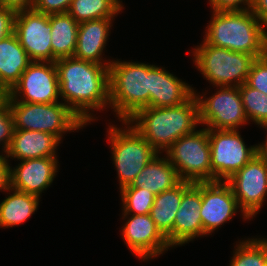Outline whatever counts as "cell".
Segmentation results:
<instances>
[{
	"label": "cell",
	"instance_id": "obj_1",
	"mask_svg": "<svg viewBox=\"0 0 267 266\" xmlns=\"http://www.w3.org/2000/svg\"><path fill=\"white\" fill-rule=\"evenodd\" d=\"M55 65L64 104L85 125L96 120L90 111L109 107V67L75 57L59 58Z\"/></svg>",
	"mask_w": 267,
	"mask_h": 266
},
{
	"label": "cell",
	"instance_id": "obj_2",
	"mask_svg": "<svg viewBox=\"0 0 267 266\" xmlns=\"http://www.w3.org/2000/svg\"><path fill=\"white\" fill-rule=\"evenodd\" d=\"M127 122L161 154L179 138L196 130L200 124L198 101L194 94L176 106L144 107Z\"/></svg>",
	"mask_w": 267,
	"mask_h": 266
},
{
	"label": "cell",
	"instance_id": "obj_3",
	"mask_svg": "<svg viewBox=\"0 0 267 266\" xmlns=\"http://www.w3.org/2000/svg\"><path fill=\"white\" fill-rule=\"evenodd\" d=\"M204 40L213 46L254 55L267 54V30L252 9L212 12Z\"/></svg>",
	"mask_w": 267,
	"mask_h": 266
},
{
	"label": "cell",
	"instance_id": "obj_4",
	"mask_svg": "<svg viewBox=\"0 0 267 266\" xmlns=\"http://www.w3.org/2000/svg\"><path fill=\"white\" fill-rule=\"evenodd\" d=\"M109 107L119 121L150 107V64L112 60L109 65Z\"/></svg>",
	"mask_w": 267,
	"mask_h": 266
},
{
	"label": "cell",
	"instance_id": "obj_5",
	"mask_svg": "<svg viewBox=\"0 0 267 266\" xmlns=\"http://www.w3.org/2000/svg\"><path fill=\"white\" fill-rule=\"evenodd\" d=\"M203 43L192 50L193 62L213 86L239 87L246 83L254 55Z\"/></svg>",
	"mask_w": 267,
	"mask_h": 266
},
{
	"label": "cell",
	"instance_id": "obj_6",
	"mask_svg": "<svg viewBox=\"0 0 267 266\" xmlns=\"http://www.w3.org/2000/svg\"><path fill=\"white\" fill-rule=\"evenodd\" d=\"M14 129L50 133L62 141L63 134L80 130L84 122L63 101L52 104L8 100Z\"/></svg>",
	"mask_w": 267,
	"mask_h": 266
},
{
	"label": "cell",
	"instance_id": "obj_7",
	"mask_svg": "<svg viewBox=\"0 0 267 266\" xmlns=\"http://www.w3.org/2000/svg\"><path fill=\"white\" fill-rule=\"evenodd\" d=\"M122 124L126 125L125 129L110 124L107 130L120 189L131 185L140 171L160 154L131 124L127 121H122Z\"/></svg>",
	"mask_w": 267,
	"mask_h": 266
},
{
	"label": "cell",
	"instance_id": "obj_8",
	"mask_svg": "<svg viewBox=\"0 0 267 266\" xmlns=\"http://www.w3.org/2000/svg\"><path fill=\"white\" fill-rule=\"evenodd\" d=\"M165 153L181 181L211 182L209 129H196L182 136Z\"/></svg>",
	"mask_w": 267,
	"mask_h": 266
},
{
	"label": "cell",
	"instance_id": "obj_9",
	"mask_svg": "<svg viewBox=\"0 0 267 266\" xmlns=\"http://www.w3.org/2000/svg\"><path fill=\"white\" fill-rule=\"evenodd\" d=\"M239 132L209 129L211 181H227L257 154V145L247 147Z\"/></svg>",
	"mask_w": 267,
	"mask_h": 266
},
{
	"label": "cell",
	"instance_id": "obj_10",
	"mask_svg": "<svg viewBox=\"0 0 267 266\" xmlns=\"http://www.w3.org/2000/svg\"><path fill=\"white\" fill-rule=\"evenodd\" d=\"M217 88L218 91L208 98L206 94L202 96L194 91L199 106L200 124L207 129L238 130L248 122L239 87Z\"/></svg>",
	"mask_w": 267,
	"mask_h": 266
},
{
	"label": "cell",
	"instance_id": "obj_11",
	"mask_svg": "<svg viewBox=\"0 0 267 266\" xmlns=\"http://www.w3.org/2000/svg\"><path fill=\"white\" fill-rule=\"evenodd\" d=\"M7 98L26 103L59 102V81L55 62L32 61L7 93Z\"/></svg>",
	"mask_w": 267,
	"mask_h": 266
},
{
	"label": "cell",
	"instance_id": "obj_12",
	"mask_svg": "<svg viewBox=\"0 0 267 266\" xmlns=\"http://www.w3.org/2000/svg\"><path fill=\"white\" fill-rule=\"evenodd\" d=\"M241 210L252 219L260 211L267 196V165L256 154L226 181Z\"/></svg>",
	"mask_w": 267,
	"mask_h": 266
},
{
	"label": "cell",
	"instance_id": "obj_13",
	"mask_svg": "<svg viewBox=\"0 0 267 266\" xmlns=\"http://www.w3.org/2000/svg\"><path fill=\"white\" fill-rule=\"evenodd\" d=\"M200 209L203 236L231 220L240 209L243 218L251 220L239 207L230 185L226 181L201 182Z\"/></svg>",
	"mask_w": 267,
	"mask_h": 266
},
{
	"label": "cell",
	"instance_id": "obj_14",
	"mask_svg": "<svg viewBox=\"0 0 267 266\" xmlns=\"http://www.w3.org/2000/svg\"><path fill=\"white\" fill-rule=\"evenodd\" d=\"M14 33L32 61L52 62L49 15L34 9L17 11Z\"/></svg>",
	"mask_w": 267,
	"mask_h": 266
},
{
	"label": "cell",
	"instance_id": "obj_15",
	"mask_svg": "<svg viewBox=\"0 0 267 266\" xmlns=\"http://www.w3.org/2000/svg\"><path fill=\"white\" fill-rule=\"evenodd\" d=\"M122 217L127 221L122 226L121 236L135 256L148 261L171 248L166 238L156 228L150 214Z\"/></svg>",
	"mask_w": 267,
	"mask_h": 266
},
{
	"label": "cell",
	"instance_id": "obj_16",
	"mask_svg": "<svg viewBox=\"0 0 267 266\" xmlns=\"http://www.w3.org/2000/svg\"><path fill=\"white\" fill-rule=\"evenodd\" d=\"M58 163L57 157L22 160L10 166V187L40 197L57 175Z\"/></svg>",
	"mask_w": 267,
	"mask_h": 266
},
{
	"label": "cell",
	"instance_id": "obj_17",
	"mask_svg": "<svg viewBox=\"0 0 267 266\" xmlns=\"http://www.w3.org/2000/svg\"><path fill=\"white\" fill-rule=\"evenodd\" d=\"M201 182L192 183L183 193L173 226V247L203 236L200 209Z\"/></svg>",
	"mask_w": 267,
	"mask_h": 266
},
{
	"label": "cell",
	"instance_id": "obj_18",
	"mask_svg": "<svg viewBox=\"0 0 267 266\" xmlns=\"http://www.w3.org/2000/svg\"><path fill=\"white\" fill-rule=\"evenodd\" d=\"M194 91L192 86L163 67L150 64V107L183 104L194 95Z\"/></svg>",
	"mask_w": 267,
	"mask_h": 266
},
{
	"label": "cell",
	"instance_id": "obj_19",
	"mask_svg": "<svg viewBox=\"0 0 267 266\" xmlns=\"http://www.w3.org/2000/svg\"><path fill=\"white\" fill-rule=\"evenodd\" d=\"M113 20L114 18H104L79 23L77 45L73 57L109 67L112 61H104L102 53L109 39V30L113 26Z\"/></svg>",
	"mask_w": 267,
	"mask_h": 266
},
{
	"label": "cell",
	"instance_id": "obj_20",
	"mask_svg": "<svg viewBox=\"0 0 267 266\" xmlns=\"http://www.w3.org/2000/svg\"><path fill=\"white\" fill-rule=\"evenodd\" d=\"M61 141L50 133L36 130L14 129L10 147L5 152L6 158L17 161L43 157H57V147Z\"/></svg>",
	"mask_w": 267,
	"mask_h": 266
},
{
	"label": "cell",
	"instance_id": "obj_21",
	"mask_svg": "<svg viewBox=\"0 0 267 266\" xmlns=\"http://www.w3.org/2000/svg\"><path fill=\"white\" fill-rule=\"evenodd\" d=\"M31 62L15 33L0 40V93L7 94Z\"/></svg>",
	"mask_w": 267,
	"mask_h": 266
},
{
	"label": "cell",
	"instance_id": "obj_22",
	"mask_svg": "<svg viewBox=\"0 0 267 266\" xmlns=\"http://www.w3.org/2000/svg\"><path fill=\"white\" fill-rule=\"evenodd\" d=\"M191 184V182L181 181L174 188L164 191L154 198L150 212L151 218L171 248L173 247V226L176 213L180 208L183 193Z\"/></svg>",
	"mask_w": 267,
	"mask_h": 266
},
{
	"label": "cell",
	"instance_id": "obj_23",
	"mask_svg": "<svg viewBox=\"0 0 267 266\" xmlns=\"http://www.w3.org/2000/svg\"><path fill=\"white\" fill-rule=\"evenodd\" d=\"M181 182L176 168L167 156L154 157L137 175L131 187H141L151 191L155 196L174 188Z\"/></svg>",
	"mask_w": 267,
	"mask_h": 266
},
{
	"label": "cell",
	"instance_id": "obj_24",
	"mask_svg": "<svg viewBox=\"0 0 267 266\" xmlns=\"http://www.w3.org/2000/svg\"><path fill=\"white\" fill-rule=\"evenodd\" d=\"M51 28L52 62L59 58L73 57L79 23L67 12L49 15Z\"/></svg>",
	"mask_w": 267,
	"mask_h": 266
},
{
	"label": "cell",
	"instance_id": "obj_25",
	"mask_svg": "<svg viewBox=\"0 0 267 266\" xmlns=\"http://www.w3.org/2000/svg\"><path fill=\"white\" fill-rule=\"evenodd\" d=\"M8 191L11 194L8 193L9 195L0 203V228L14 227L25 222L37 211L41 198L11 187Z\"/></svg>",
	"mask_w": 267,
	"mask_h": 266
},
{
	"label": "cell",
	"instance_id": "obj_26",
	"mask_svg": "<svg viewBox=\"0 0 267 266\" xmlns=\"http://www.w3.org/2000/svg\"><path fill=\"white\" fill-rule=\"evenodd\" d=\"M124 7L121 0H72L68 13L77 23L114 18Z\"/></svg>",
	"mask_w": 267,
	"mask_h": 266
},
{
	"label": "cell",
	"instance_id": "obj_27",
	"mask_svg": "<svg viewBox=\"0 0 267 266\" xmlns=\"http://www.w3.org/2000/svg\"><path fill=\"white\" fill-rule=\"evenodd\" d=\"M238 243L230 266H267V239L248 238Z\"/></svg>",
	"mask_w": 267,
	"mask_h": 266
},
{
	"label": "cell",
	"instance_id": "obj_28",
	"mask_svg": "<svg viewBox=\"0 0 267 266\" xmlns=\"http://www.w3.org/2000/svg\"><path fill=\"white\" fill-rule=\"evenodd\" d=\"M239 91L248 121L260 127L267 126V95L247 83L239 86Z\"/></svg>",
	"mask_w": 267,
	"mask_h": 266
},
{
	"label": "cell",
	"instance_id": "obj_29",
	"mask_svg": "<svg viewBox=\"0 0 267 266\" xmlns=\"http://www.w3.org/2000/svg\"><path fill=\"white\" fill-rule=\"evenodd\" d=\"M123 215L150 214L155 195L141 187L130 185L120 189Z\"/></svg>",
	"mask_w": 267,
	"mask_h": 266
},
{
	"label": "cell",
	"instance_id": "obj_30",
	"mask_svg": "<svg viewBox=\"0 0 267 266\" xmlns=\"http://www.w3.org/2000/svg\"><path fill=\"white\" fill-rule=\"evenodd\" d=\"M14 131L13 116L8 103L7 94L0 93V144L3 154L11 144Z\"/></svg>",
	"mask_w": 267,
	"mask_h": 266
},
{
	"label": "cell",
	"instance_id": "obj_31",
	"mask_svg": "<svg viewBox=\"0 0 267 266\" xmlns=\"http://www.w3.org/2000/svg\"><path fill=\"white\" fill-rule=\"evenodd\" d=\"M246 83L267 95V54L253 61Z\"/></svg>",
	"mask_w": 267,
	"mask_h": 266
},
{
	"label": "cell",
	"instance_id": "obj_32",
	"mask_svg": "<svg viewBox=\"0 0 267 266\" xmlns=\"http://www.w3.org/2000/svg\"><path fill=\"white\" fill-rule=\"evenodd\" d=\"M72 0H35L33 9L47 15L67 13Z\"/></svg>",
	"mask_w": 267,
	"mask_h": 266
},
{
	"label": "cell",
	"instance_id": "obj_33",
	"mask_svg": "<svg viewBox=\"0 0 267 266\" xmlns=\"http://www.w3.org/2000/svg\"><path fill=\"white\" fill-rule=\"evenodd\" d=\"M209 4L215 11L248 10L252 9L253 0H209Z\"/></svg>",
	"mask_w": 267,
	"mask_h": 266
},
{
	"label": "cell",
	"instance_id": "obj_34",
	"mask_svg": "<svg viewBox=\"0 0 267 266\" xmlns=\"http://www.w3.org/2000/svg\"><path fill=\"white\" fill-rule=\"evenodd\" d=\"M15 15V10L0 6V40L14 33Z\"/></svg>",
	"mask_w": 267,
	"mask_h": 266
},
{
	"label": "cell",
	"instance_id": "obj_35",
	"mask_svg": "<svg viewBox=\"0 0 267 266\" xmlns=\"http://www.w3.org/2000/svg\"><path fill=\"white\" fill-rule=\"evenodd\" d=\"M10 188V164L5 154L0 157V191H8Z\"/></svg>",
	"mask_w": 267,
	"mask_h": 266
},
{
	"label": "cell",
	"instance_id": "obj_36",
	"mask_svg": "<svg viewBox=\"0 0 267 266\" xmlns=\"http://www.w3.org/2000/svg\"><path fill=\"white\" fill-rule=\"evenodd\" d=\"M35 0H0V6L11 8L20 11L26 9H33Z\"/></svg>",
	"mask_w": 267,
	"mask_h": 266
},
{
	"label": "cell",
	"instance_id": "obj_37",
	"mask_svg": "<svg viewBox=\"0 0 267 266\" xmlns=\"http://www.w3.org/2000/svg\"><path fill=\"white\" fill-rule=\"evenodd\" d=\"M252 12L267 27V0H253Z\"/></svg>",
	"mask_w": 267,
	"mask_h": 266
},
{
	"label": "cell",
	"instance_id": "obj_38",
	"mask_svg": "<svg viewBox=\"0 0 267 266\" xmlns=\"http://www.w3.org/2000/svg\"><path fill=\"white\" fill-rule=\"evenodd\" d=\"M267 130V126L262 127ZM267 137V136H266ZM257 155L264 161V163L267 165V138L266 141L262 142V144L257 145Z\"/></svg>",
	"mask_w": 267,
	"mask_h": 266
}]
</instances>
